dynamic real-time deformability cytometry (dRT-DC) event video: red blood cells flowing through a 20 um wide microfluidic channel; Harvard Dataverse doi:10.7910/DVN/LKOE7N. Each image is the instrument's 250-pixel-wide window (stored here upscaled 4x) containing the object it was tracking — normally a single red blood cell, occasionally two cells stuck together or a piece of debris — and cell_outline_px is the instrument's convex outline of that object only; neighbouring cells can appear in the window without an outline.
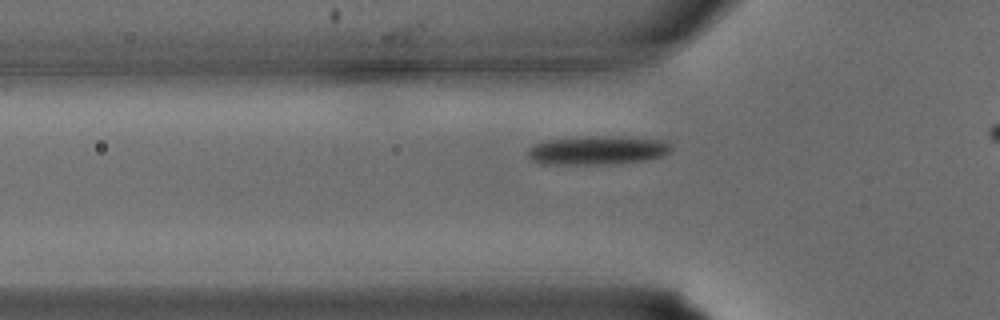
{"species": "common noctule bat (a hibernating species)", "species_latin": "Nyctalus noctula", "temperature_condition": "warm", "stored_images_in_passage": 17, "camera_frame_rate_fps": 3000, "um_per_image_px": 0.085, "animal": {"sex": "male", "body_mass_g": 15.6}, "frame": {"image": 1, "passage_image": 8, "time_ms": 2.333, "image_size_px": [1000, 320], "cell_outline_px": [[672, 148], [664, 156], [648, 160], [620, 164], [536, 164], [524, 152], [532, 144], [540, 140], [568, 136], [632, 136], [668, 140], [672, 144]], "centroid_in_image_um": [50.76, 12.75], "position_along_channel_um": 75.0, "area_um2": 25.49}}
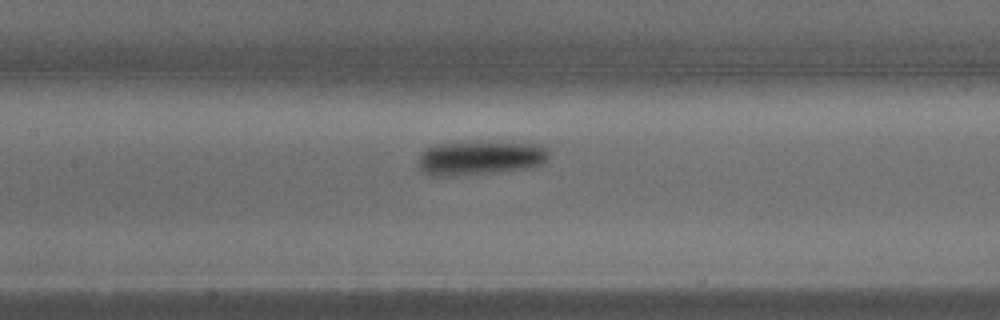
{"frame": {"image": 2, "passage_image": 13, "time_ms": 4.0, "image_size_px": [1000, 320], "cell_outline_px": [[552, 152], [548, 160], [544, 164], [532, 168], [504, 172], [464, 176], [428, 176], [420, 172], [416, 168], [416, 160], [420, 152], [428, 144], [452, 140], [552, 140]], "centroid_in_image_um": [40.96, 13.33], "position_along_channel_um": 166.4, "area_um2": 30.17}}
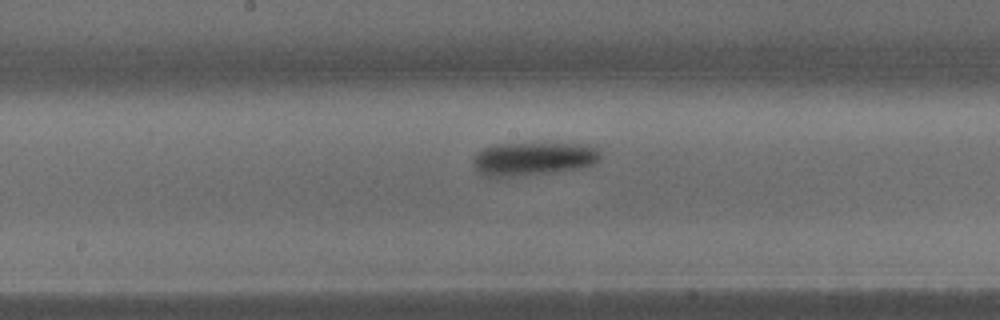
{"frame": {"image": 3, "passage_image": 15, "time_ms": 4.667, "image_size_px": [1000, 320], "cell_outline_px": [[604, 156], [596, 164], [588, 168], [504, 180], [492, 180], [480, 176], [472, 168], [472, 156], [476, 152], [492, 144], [524, 140], [552, 140], [604, 144]], "centroid_in_image_um": [45.44, 13.46], "position_along_channel_um": 202.8, "area_um2": 29.36}}